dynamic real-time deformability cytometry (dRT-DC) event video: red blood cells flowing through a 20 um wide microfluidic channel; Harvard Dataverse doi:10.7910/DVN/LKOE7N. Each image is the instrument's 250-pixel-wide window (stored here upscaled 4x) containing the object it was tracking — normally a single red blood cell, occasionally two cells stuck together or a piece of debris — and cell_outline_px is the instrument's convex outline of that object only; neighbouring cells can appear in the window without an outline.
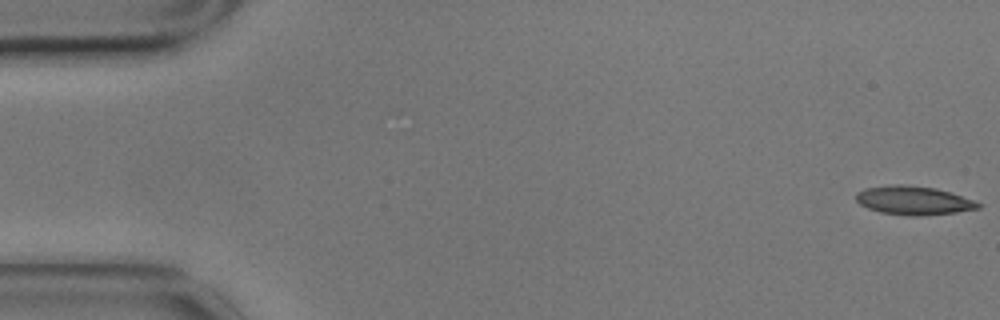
{"species": "common noctule bat (a hibernating species)", "species_latin": "Nyctalus noctula", "temperature_condition": "cold", "stored_images_in_passage": 16, "camera_frame_rate_fps": 3000, "um_per_image_px": 0.085, "animal": {"sex": "male", "body_mass_g": 17.9}, "frame": {"image": 1, "passage_image": 1, "time_ms": 0.0, "image_size_px": [1000, 320], "cell_outline_px": [[984, 204], [980, 208], [956, 212], [920, 216], [908, 216], [880, 212], [868, 208], [860, 204], [856, 200], [856, 192], [864, 188], [896, 184], [900, 184], [936, 188], [976, 200]], "centroid_in_image_um": [77.68, 17.04], "position_along_channel_um": 7.3, "area_um2": 20.58}}
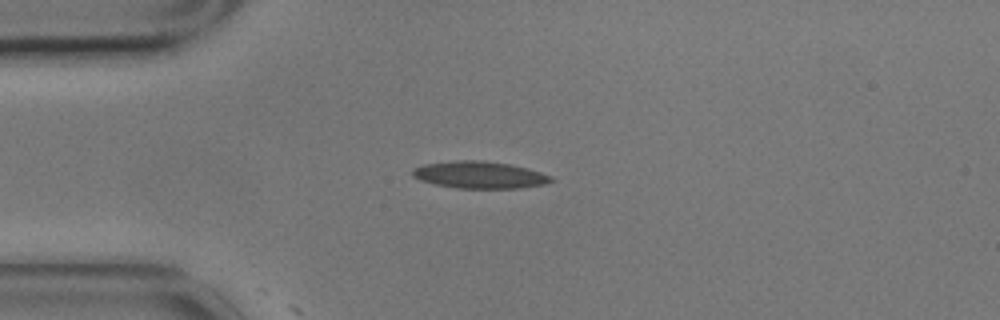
{"frame": {"image": 2, "passage_image": 14, "time_ms": 4.333, "image_size_px": [1000, 320], "cell_outline_px": [[556, 180], [544, 184], [520, 188], [456, 188], [436, 184], [420, 180], [412, 176], [412, 168], [424, 164], [456, 160], [484, 160], [508, 164], [528, 168], [552, 176]], "centroid_in_image_um": [40.77, 14.86], "position_along_channel_um": 44.2, "area_um2": 21.91}}